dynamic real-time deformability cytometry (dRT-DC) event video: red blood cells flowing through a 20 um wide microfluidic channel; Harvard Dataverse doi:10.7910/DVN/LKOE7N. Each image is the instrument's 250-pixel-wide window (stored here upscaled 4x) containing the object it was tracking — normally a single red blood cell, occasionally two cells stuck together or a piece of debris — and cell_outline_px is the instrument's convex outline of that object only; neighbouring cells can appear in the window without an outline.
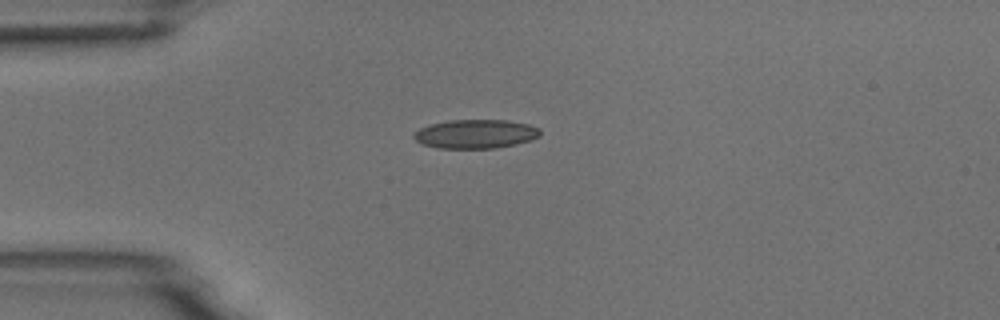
{"species": "common noctule bat (a hibernating species)", "species_latin": "Nyctalus noctula", "temperature_condition": "room temperature", "stored_images_in_passage": 5, "camera_frame_rate_fps": 3000, "um_per_image_px": 0.085, "animal": {"sex": "male", "body_mass_g": 18.8}, "frame": {"image": 1, "passage_image": 1, "time_ms": 0.0, "image_size_px": [1000, 320], "cell_outline_px": [[540, 136], [532, 140], [516, 144], [496, 148], [436, 148], [420, 144], [412, 136], [420, 128], [428, 124], [448, 120], [508, 120], [528, 124], [540, 128]], "centroid_in_image_um": [40.42, 11.38], "position_along_channel_um": 44.6, "area_um2": 21.5}}